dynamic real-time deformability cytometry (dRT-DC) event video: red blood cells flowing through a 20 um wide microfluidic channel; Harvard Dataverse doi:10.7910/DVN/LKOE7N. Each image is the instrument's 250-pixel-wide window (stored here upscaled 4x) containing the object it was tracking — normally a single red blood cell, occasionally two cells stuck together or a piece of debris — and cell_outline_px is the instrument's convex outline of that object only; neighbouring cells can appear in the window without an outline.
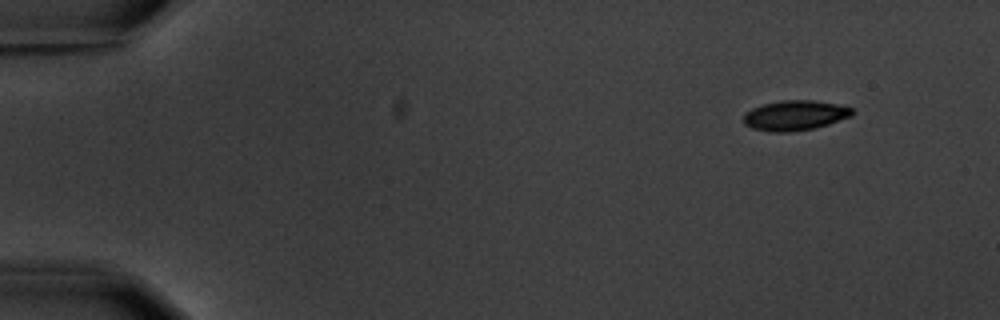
{"species": "common noctule bat (a hibernating species)", "species_latin": "Nyctalus noctula", "temperature_condition": "warm", "stored_images_in_passage": 10, "camera_frame_rate_fps": 3000, "um_per_image_px": 0.085, "animal": {"sex": "male", "body_mass_g": 20.1, "forearm_length_mm": 53.5}, "frame": {"image": 1, "passage_image": 1, "time_ms": 0.0, "image_size_px": [1000, 320], "cell_outline_px": [[856, 112], [852, 116], [816, 128], [788, 132], [772, 132], [752, 128], [744, 124], [744, 112], [752, 108], [764, 104], [780, 100], [812, 100], [836, 104], [852, 108]], "centroid_in_image_um": [67.57, 9.81], "position_along_channel_um": 17.4, "area_um2": 19.07}}
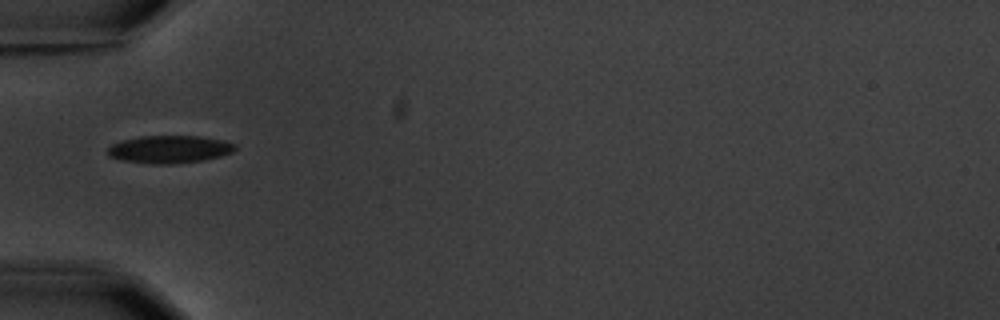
{"frame": {"image": 2, "passage_image": 5, "time_ms": 4.667, "image_size_px": [1000, 320], "cell_outline_px": [[236, 148], [232, 152], [220, 156], [200, 160], [172, 164], [152, 164], [124, 160], [108, 156], [108, 148], [112, 144], [120, 140], [140, 136], [200, 136], [224, 140], [236, 144]], "centroid_in_image_um": [14.4, 12.68], "position_along_channel_um": 70.6, "area_um2": 20.46}}